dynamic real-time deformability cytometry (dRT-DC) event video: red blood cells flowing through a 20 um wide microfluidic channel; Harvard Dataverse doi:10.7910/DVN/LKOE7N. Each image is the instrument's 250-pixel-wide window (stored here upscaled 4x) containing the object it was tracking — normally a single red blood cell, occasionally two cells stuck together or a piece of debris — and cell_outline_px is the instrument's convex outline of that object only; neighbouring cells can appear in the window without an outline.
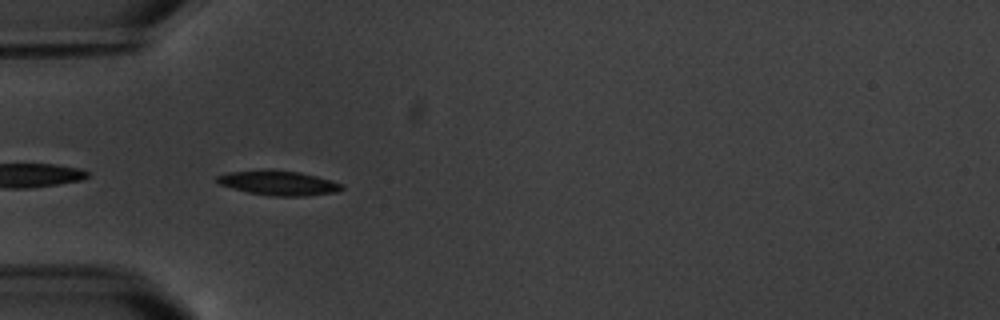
{"species": "common noctule bat (a hibernating species)", "species_latin": "Nyctalus noctula", "temperature_condition": "warm", "stored_images_in_passage": 7, "camera_frame_rate_fps": 3000, "um_per_image_px": 0.085, "animal": {"sex": "male", "body_mass_g": 20.1, "forearm_length_mm": 53.5}, "frame": {"image": 1, "passage_image": 6, "time_ms": 6.0, "image_size_px": [1000, 320], "cell_outline_px": [[344, 188], [336, 192], [304, 196], [272, 196], [248, 192], [220, 184], [216, 180], [216, 176], [228, 172], [268, 168], [300, 172], [332, 180], [344, 184]], "centroid_in_image_um": [23.69, 15.53], "position_along_channel_um": 61.3, "area_um2": 18.09}}